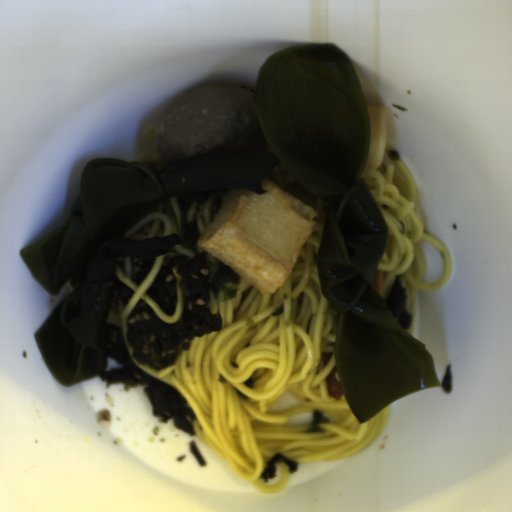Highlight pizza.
Masks as SVG:
<instances>
[{
  "mask_svg": "<svg viewBox=\"0 0 512 512\" xmlns=\"http://www.w3.org/2000/svg\"><path fill=\"white\" fill-rule=\"evenodd\" d=\"M326 388L327 394L337 400L344 396L336 364L326 377Z\"/></svg>",
  "mask_w": 512,
  "mask_h": 512,
  "instance_id": "1",
  "label": "pizza"
},
{
  "mask_svg": "<svg viewBox=\"0 0 512 512\" xmlns=\"http://www.w3.org/2000/svg\"><path fill=\"white\" fill-rule=\"evenodd\" d=\"M382 277H383V271H381L380 269L377 268V270L373 276V286L383 300Z\"/></svg>",
  "mask_w": 512,
  "mask_h": 512,
  "instance_id": "2",
  "label": "pizza"
}]
</instances>
